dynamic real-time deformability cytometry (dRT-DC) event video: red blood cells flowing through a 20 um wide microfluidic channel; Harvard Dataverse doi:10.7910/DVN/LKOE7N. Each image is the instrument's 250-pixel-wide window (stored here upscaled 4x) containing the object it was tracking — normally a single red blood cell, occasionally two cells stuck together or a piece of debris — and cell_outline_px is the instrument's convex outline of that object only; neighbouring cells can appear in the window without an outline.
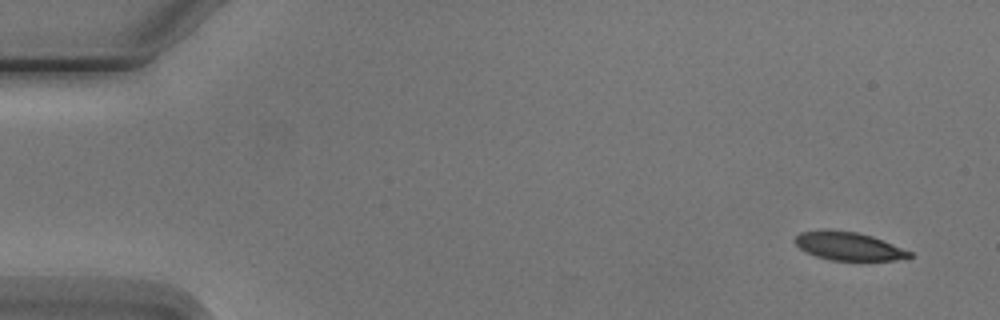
{"species": "Egyptian fruit bat (a non-hibernating species)", "species_latin": "Rousettus aegyptiacus", "temperature_condition": "cold", "stored_images_in_passage": 5, "camera_frame_rate_fps": 3000, "um_per_image_px": 0.085, "animal": {"sex": "male"}, "frame": {"image": 1, "passage_image": 1, "time_ms": 0.0, "image_size_px": [1000, 320], "cell_outline_px": [[912, 256], [896, 260], [828, 260], [816, 256], [800, 248], [792, 240], [800, 232], [824, 228], [856, 232], [872, 236], [912, 252]], "centroid_in_image_um": [72.07, 20.9], "position_along_channel_um": 12.9, "area_um2": 18.9}}
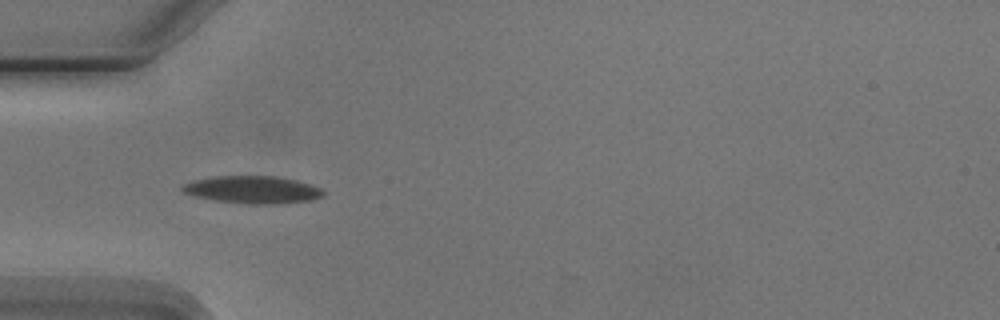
{"frame": {"image": 2, "passage_image": 5, "time_ms": 4.667, "image_size_px": [1000, 320], "cell_outline_px": [[324, 196], [312, 200], [276, 204], [248, 204], [216, 200], [192, 196], [184, 192], [180, 188], [184, 184], [192, 180], [216, 176], [276, 176], [296, 180], [312, 184], [320, 188], [324, 192]], "centroid_in_image_um": [21.48, 16.12], "position_along_channel_um": 63.5, "area_um2": 22.66}}